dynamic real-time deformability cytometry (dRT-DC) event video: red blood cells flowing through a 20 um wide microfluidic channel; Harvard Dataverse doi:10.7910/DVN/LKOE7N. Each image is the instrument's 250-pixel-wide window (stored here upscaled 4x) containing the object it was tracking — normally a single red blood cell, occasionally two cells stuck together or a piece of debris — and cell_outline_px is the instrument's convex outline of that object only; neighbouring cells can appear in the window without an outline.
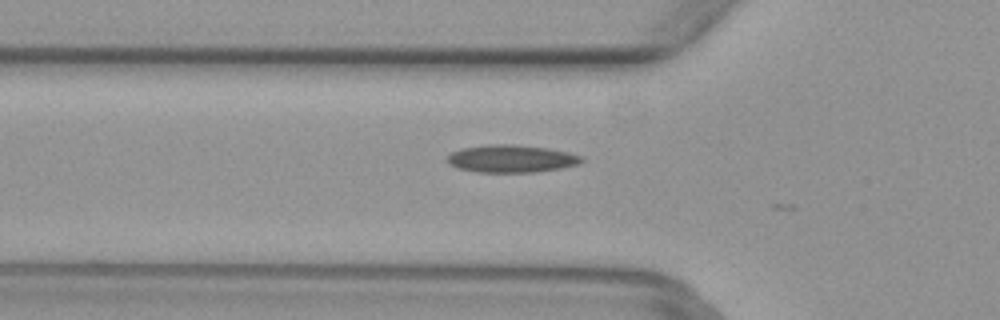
{"species": "common noctule bat (a hibernating species)", "species_latin": "Nyctalus noctula", "temperature_condition": "warm", "stored_images_in_passage": 3, "camera_frame_rate_fps": 3000, "um_per_image_px": 0.085, "animal": {"sex": "female", "body_mass_g": 29.2, "forearm_length_mm": 56.3}, "frame": {"image": 1, "passage_image": 3, "time_ms": 0.667, "image_size_px": [1000, 320], "cell_outline_px": [[584, 160], [580, 164], [560, 168], [536, 172], [480, 172], [460, 168], [448, 164], [448, 156], [452, 152], [460, 148], [492, 144], [512, 144], [548, 148], [568, 152], [584, 156]], "centroid_in_image_um": [43.51, 13.48], "position_along_channel_um": 82.3, "area_um2": 21.56}}